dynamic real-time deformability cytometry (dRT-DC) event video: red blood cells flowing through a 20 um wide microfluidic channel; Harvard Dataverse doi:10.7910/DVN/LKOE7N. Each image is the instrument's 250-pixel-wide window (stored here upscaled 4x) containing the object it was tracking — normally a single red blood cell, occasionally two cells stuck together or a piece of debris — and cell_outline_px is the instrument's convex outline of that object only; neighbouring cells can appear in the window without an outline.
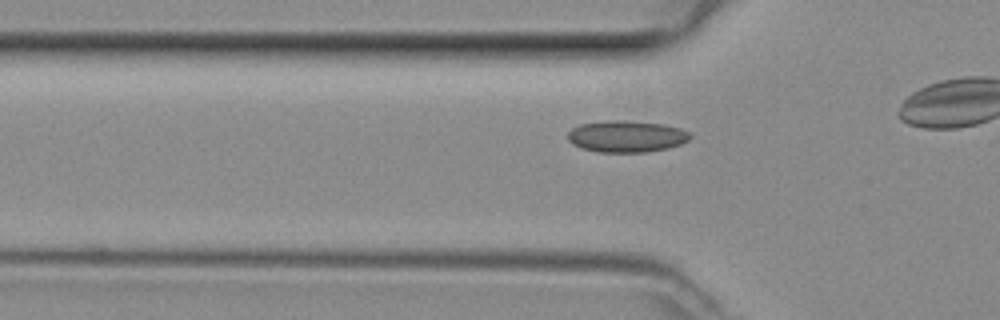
{"species": "common noctule bat (a hibernating species)", "species_latin": "Nyctalus noctula", "temperature_condition": "room temperature", "stored_images_in_passage": 23, "camera_frame_rate_fps": 3000, "um_per_image_px": 0.085, "animal": {"sex": "female", "body_mass_g": 29.2, "forearm_length_mm": 56.3}, "frame": {"image": 1, "passage_image": 9, "time_ms": 2.667, "image_size_px": [1000, 320], "cell_outline_px": [[692, 136], [688, 140], [680, 144], [668, 148], [648, 152], [596, 152], [580, 148], [572, 144], [568, 140], [568, 132], [572, 128], [580, 124], [604, 120], [616, 120], [664, 124], [680, 128], [688, 132]], "centroid_in_image_um": [53.22, 11.6], "position_along_channel_um": 72.6, "area_um2": 22.66}}
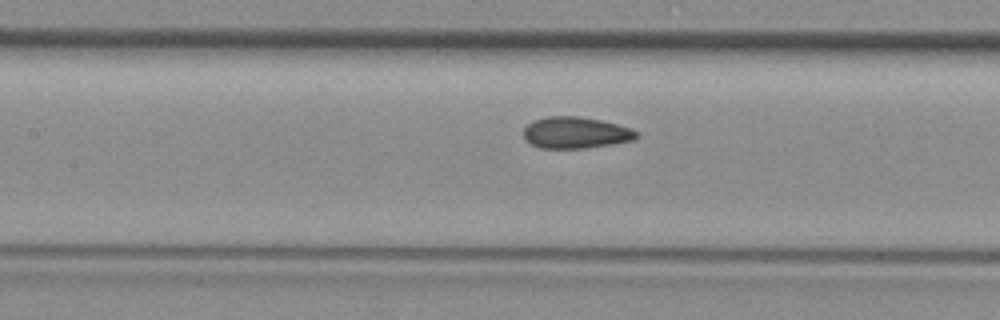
{"frame": {"image": 2, "passage_image": 15, "time_ms": 4.667, "image_size_px": [1000, 320], "cell_outline_px": [[640, 136], [632, 140], [612, 144], [588, 148], [540, 148], [524, 140], [524, 128], [528, 124], [536, 120], [548, 116], [580, 116], [600, 120], [632, 128], [640, 132]], "centroid_in_image_um": [48.96, 11.28], "position_along_channel_um": 158.4, "area_um2": 20.81}}
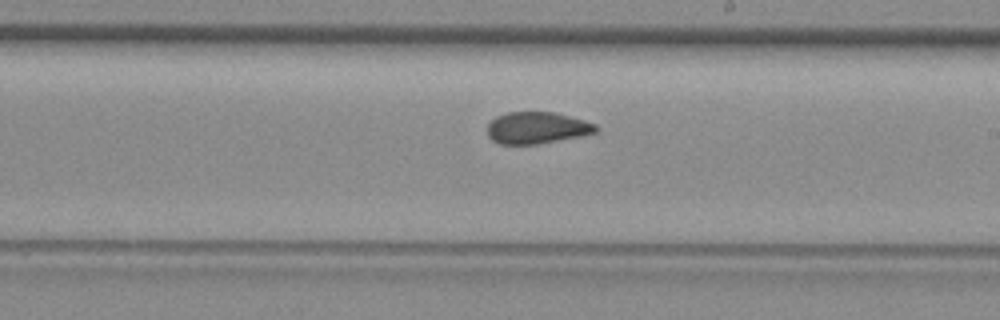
{"frame": {"image": 3, "passage_image": 21, "time_ms": 6.667, "image_size_px": [1000, 320], "cell_outline_px": [[600, 128], [596, 132], [580, 136], [536, 144], [500, 144], [492, 140], [488, 136], [488, 124], [496, 116], [508, 112], [556, 112], [584, 120], [596, 124]], "centroid_in_image_um": [45.65, 10.86], "position_along_channel_um": 243.4, "area_um2": 20.06}}